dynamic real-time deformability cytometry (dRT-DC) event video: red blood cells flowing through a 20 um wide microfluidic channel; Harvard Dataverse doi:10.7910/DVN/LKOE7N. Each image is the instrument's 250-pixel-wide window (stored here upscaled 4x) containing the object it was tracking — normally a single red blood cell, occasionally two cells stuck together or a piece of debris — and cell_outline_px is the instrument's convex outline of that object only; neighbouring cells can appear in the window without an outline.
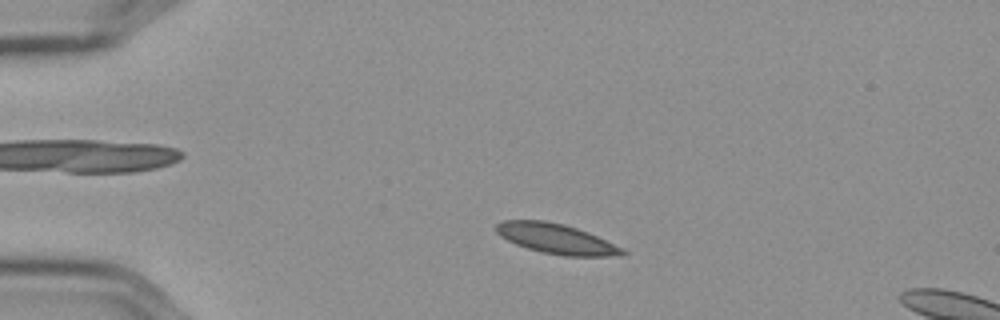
{"species": "Egyptian fruit bat (a non-hibernating species)", "species_latin": "Rousettus aegyptiacus", "temperature_condition": "cold", "stored_images_in_passage": 52, "camera_frame_rate_fps": 3000, "um_per_image_px": 0.085, "frame": {"image": 1, "passage_image": 8, "time_ms": 2.333, "image_size_px": [1000, 320], "cell_outline_px": [[628, 252], [624, 256], [564, 256], [540, 252], [516, 244], [500, 236], [492, 228], [496, 224], [504, 220], [544, 220], [564, 224], [588, 232], [624, 248]], "centroid_in_image_um": [47.29, 20.3], "position_along_channel_um": 37.7, "area_um2": 22.31}}
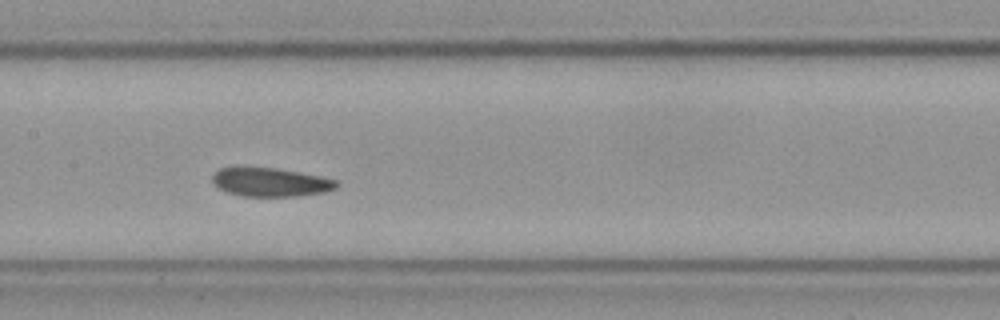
{"frame": {"image": 2, "passage_image": 24, "time_ms": 7.667, "image_size_px": [1000, 320], "cell_outline_px": [[340, 184], [336, 188], [324, 192], [296, 196], [240, 196], [228, 192], [220, 188], [212, 180], [212, 176], [220, 168], [272, 168], [296, 172], [336, 180]], "centroid_in_image_um": [23.0, 15.5], "position_along_channel_um": 184.4, "area_um2": 20.17}}
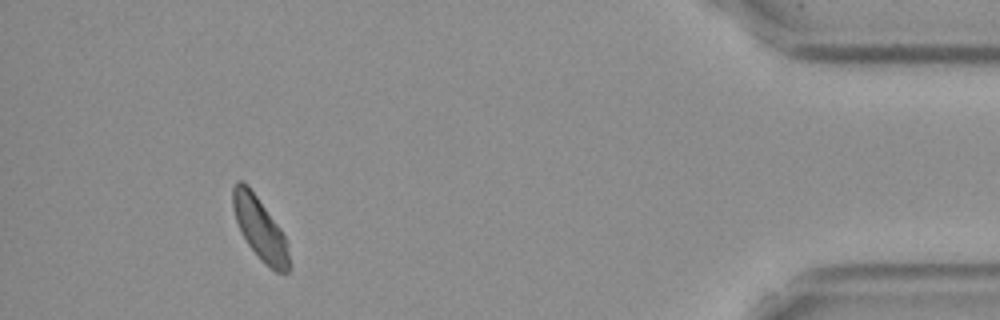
{"frame": {"image": 3, "passage_image": 48, "time_ms": 15.667, "image_size_px": [1000, 320], "cell_outline_px": [[292, 268], [288, 272], [276, 272], [264, 264], [260, 260], [248, 244], [240, 232], [236, 220], [232, 204], [232, 188], [236, 180], [240, 180], [256, 196], [280, 228], [284, 236], [292, 264]], "centroid_in_image_um": [22.11, 19.5], "position_along_channel_um": 413.1, "area_um2": 20.29}, "authors_computed_cell_mechanics": {"area_um2": 21.2415, "velocity_mm_per_s": 3.5612, "shape_relaxation_time_tau1_ms": 7.345, "shape_relaxation_time_tau2_ms": 3.0157, "deformation_change_tau1": 0.1084, "deformation_change_tau2": 0.0921}}